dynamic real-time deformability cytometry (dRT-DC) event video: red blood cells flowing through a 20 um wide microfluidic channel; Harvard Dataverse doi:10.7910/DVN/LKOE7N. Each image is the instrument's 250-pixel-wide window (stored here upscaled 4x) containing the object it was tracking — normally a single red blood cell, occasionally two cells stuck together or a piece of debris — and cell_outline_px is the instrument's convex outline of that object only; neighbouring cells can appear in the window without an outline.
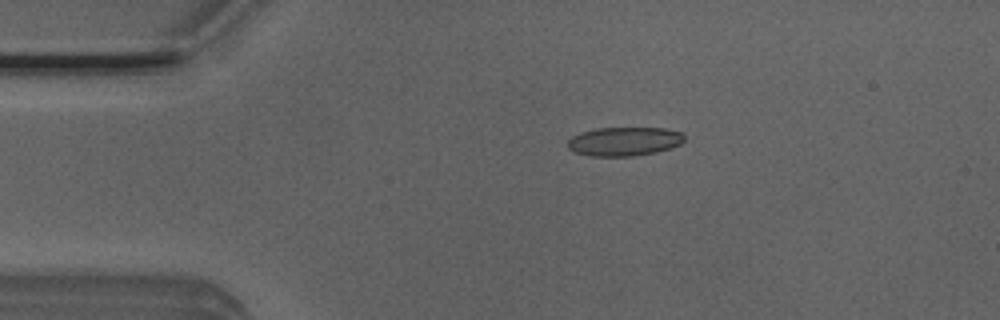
{"species": "Egyptian fruit bat (a non-hibernating species)", "species_latin": "Rousettus aegyptiacus", "temperature_condition": "room temperature", "stored_images_in_passage": 3, "camera_frame_rate_fps": 3000, "um_per_image_px": 0.085, "animal": {"sex": "male"}, "frame": {"image": 1, "passage_image": 2, "time_ms": 0.333, "image_size_px": [1000, 320], "cell_outline_px": [[684, 140], [680, 144], [656, 152], [632, 156], [588, 156], [576, 152], [568, 148], [568, 140], [572, 136], [580, 132], [596, 128], [664, 128], [684, 132]], "centroid_in_image_um": [53.05, 12.01], "position_along_channel_um": 31.9, "area_um2": 19.65}}